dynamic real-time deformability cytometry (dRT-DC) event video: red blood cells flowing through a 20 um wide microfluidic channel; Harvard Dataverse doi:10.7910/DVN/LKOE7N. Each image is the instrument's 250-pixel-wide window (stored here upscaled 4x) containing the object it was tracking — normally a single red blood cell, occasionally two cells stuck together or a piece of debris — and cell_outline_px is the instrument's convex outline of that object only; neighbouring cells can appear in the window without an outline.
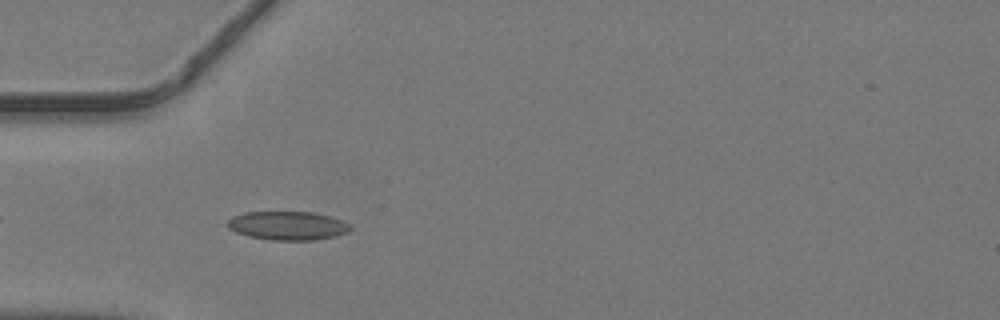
{"species": "common noctule bat (a hibernating species)", "species_latin": "Nyctalus noctula", "temperature_condition": "warm", "stored_images_in_passage": 33, "camera_frame_rate_fps": 3000, "um_per_image_px": 0.085, "animal": {"sex": "male", "body_mass_g": 19.2, "forearm_length_mm": 51.8}, "frame": {"image": 1, "passage_image": 4, "time_ms": 1.0, "image_size_px": [1000, 320], "cell_outline_px": [[352, 228], [348, 232], [336, 236], [312, 240], [272, 240], [248, 236], [236, 232], [228, 228], [228, 220], [232, 216], [244, 212], [312, 212], [328, 216], [340, 220], [348, 224]], "centroid_in_image_um": [24.43, 19.18], "position_along_channel_um": 60.6, "area_um2": 20.4}}
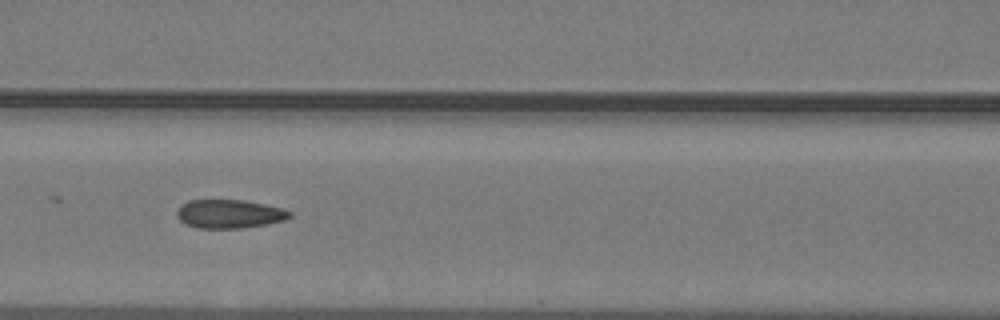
{"frame": {"image": 2, "passage_image": 10, "time_ms": 3.0, "image_size_px": [1000, 320], "cell_outline_px": [[292, 216], [284, 220], [264, 224], [240, 228], [196, 228], [184, 224], [180, 220], [176, 212], [188, 200], [244, 200], [284, 208], [292, 212]], "centroid_in_image_um": [19.51, 18.18], "position_along_channel_um": 147.1, "area_um2": 18.73}}
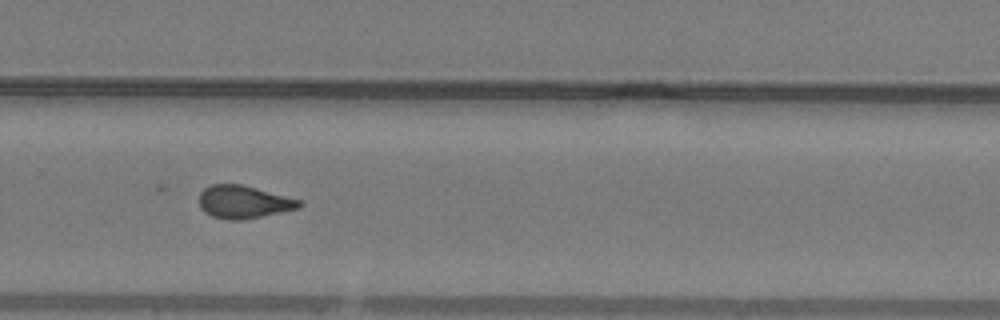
{"frame": {"image": 3, "passage_image": 21, "time_ms": 6.667, "image_size_px": [1000, 320], "cell_outline_px": [[304, 204], [300, 208], [244, 220], [228, 220], [212, 216], [204, 212], [200, 208], [200, 192], [204, 188], [212, 184], [240, 184], [256, 188], [300, 200]], "centroid_in_image_um": [20.7, 17.18], "position_along_channel_um": 309.1, "area_um2": 19.13}}